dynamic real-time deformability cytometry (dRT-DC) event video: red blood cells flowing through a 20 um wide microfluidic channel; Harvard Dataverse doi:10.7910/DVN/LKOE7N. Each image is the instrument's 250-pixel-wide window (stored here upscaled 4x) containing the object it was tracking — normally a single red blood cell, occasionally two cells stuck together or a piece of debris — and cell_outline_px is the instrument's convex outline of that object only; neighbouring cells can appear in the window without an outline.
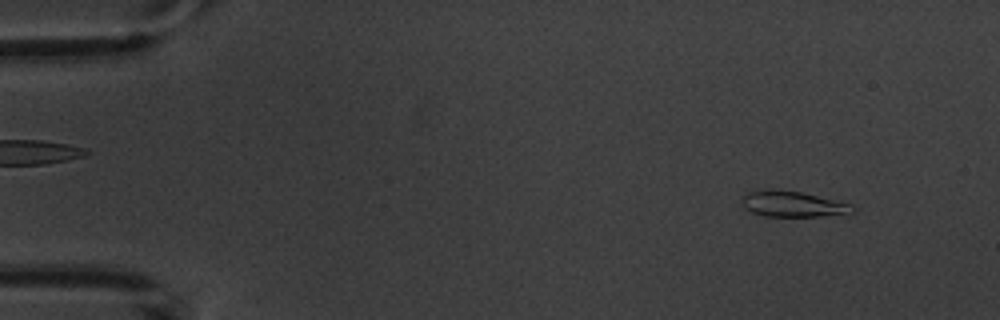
{"species": "common noctule bat (a hibernating species)", "species_latin": "Nyctalus noctula", "temperature_condition": "warm", "stored_images_in_passage": 7, "camera_frame_rate_fps": 3000, "um_per_image_px": 0.085, "animal": {"sex": "male", "body_mass_g": 20.1, "forearm_length_mm": 53.5}, "frame": {"image": 1, "passage_image": 1, "time_ms": 0.0, "image_size_px": [1000, 320], "cell_outline_px": [[856, 208], [852, 212], [820, 216], [764, 216], [752, 212], [744, 208], [744, 196], [748, 192], [764, 188], [768, 188], [800, 192], [852, 204]], "centroid_in_image_um": [67.36, 17.33], "position_along_channel_um": 17.6, "area_um2": 16.36}}
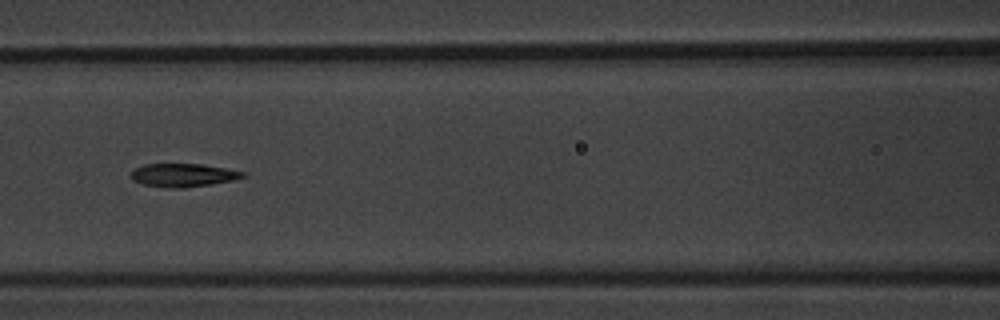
{"frame": {"image": 2, "passage_image": 6, "time_ms": 6.333, "image_size_px": [1000, 320], "cell_outline_px": [[248, 176], [232, 180], [212, 184], [184, 188], [168, 188], [144, 184], [132, 180], [132, 168], [144, 164], [200, 164], [224, 168], [244, 172]], "centroid_in_image_um": [15.55, 14.89], "position_along_channel_um": 151.0, "area_um2": 15.14}}
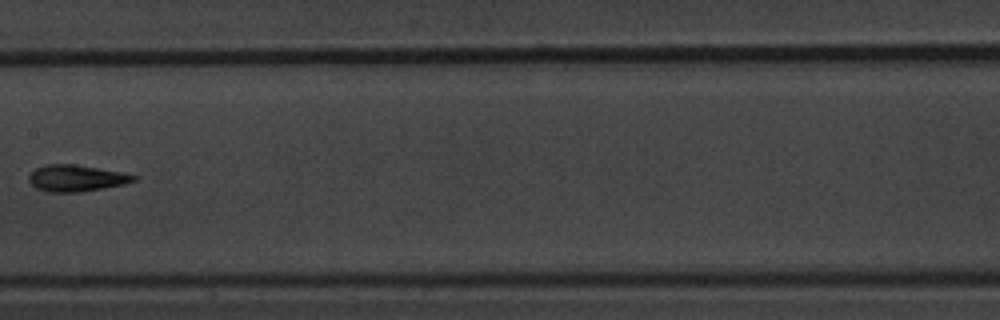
{"frame": {"image": 3, "passage_image": 7, "time_ms": 7.667, "image_size_px": [1000, 320], "cell_outline_px": [[136, 180], [124, 184], [104, 188], [80, 192], [48, 192], [36, 188], [28, 180], [28, 176], [36, 168], [48, 164], [76, 164], [120, 172], [136, 176]], "centroid_in_image_um": [6.45, 15.15], "position_along_channel_um": 200.9, "area_um2": 16.07}}